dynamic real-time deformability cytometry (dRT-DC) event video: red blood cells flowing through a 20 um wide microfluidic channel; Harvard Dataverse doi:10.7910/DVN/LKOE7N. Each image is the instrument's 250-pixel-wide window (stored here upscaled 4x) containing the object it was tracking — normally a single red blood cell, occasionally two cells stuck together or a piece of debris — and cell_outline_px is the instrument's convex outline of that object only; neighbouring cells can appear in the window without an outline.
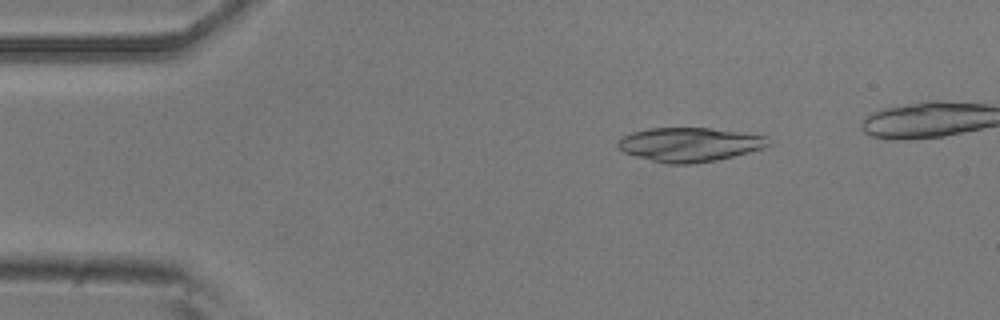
{"species": "common noctule bat (a hibernating species)", "species_latin": "Nyctalus noctula", "temperature_condition": "room temperature", "stored_images_in_passage": 5, "camera_frame_rate_fps": 3000, "um_per_image_px": 0.085, "animal": {"sex": "male", "body_mass_g": 20.5, "forearm_length_mm": 52.5}, "frame": {"image": 1, "passage_image": 3, "time_ms": 0.667, "image_size_px": [1000, 320], "cell_outline_px": [[772, 144], [764, 148], [716, 160], [692, 164], [668, 164], [636, 156], [624, 152], [616, 148], [616, 140], [620, 136], [632, 132], [648, 128], [708, 128], [744, 132], [768, 136]], "centroid_in_image_um": [58.6, 12.27], "position_along_channel_um": 26.4, "area_um2": 30.17}}